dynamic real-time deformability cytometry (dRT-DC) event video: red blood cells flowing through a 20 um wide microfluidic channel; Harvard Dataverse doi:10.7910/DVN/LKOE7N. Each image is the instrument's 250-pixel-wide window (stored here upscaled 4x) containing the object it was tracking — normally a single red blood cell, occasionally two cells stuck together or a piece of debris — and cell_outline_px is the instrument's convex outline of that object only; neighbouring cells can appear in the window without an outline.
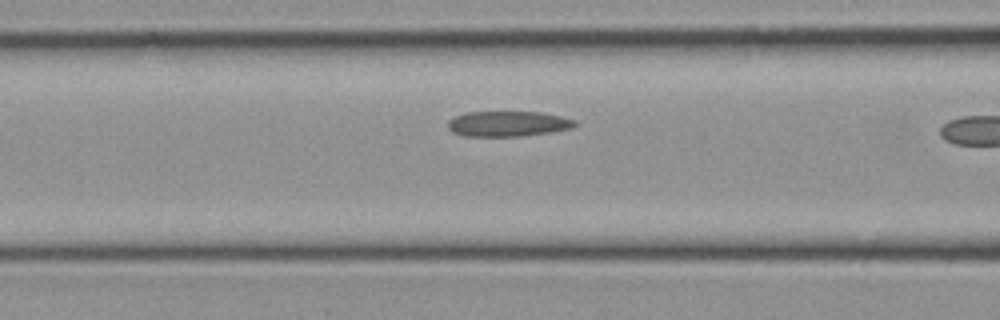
{"species": "common noctule bat (a hibernating species)", "species_latin": "Nyctalus noctula", "temperature_condition": "cold", "stored_images_in_passage": 6, "camera_frame_rate_fps": 3000, "um_per_image_px": 0.085, "animal": {"sex": "female", "body_mass_g": 21.9}, "frame": {"image": 1, "passage_image": 5, "time_ms": 1.333, "image_size_px": [1000, 320], "cell_outline_px": [[576, 124], [572, 128], [552, 132], [520, 136], [464, 136], [452, 132], [448, 128], [448, 120], [456, 116], [468, 112], [540, 112], [560, 116], [576, 120]], "centroid_in_image_um": [43.17, 10.52], "position_along_channel_um": 123.4, "area_um2": 18.73}}